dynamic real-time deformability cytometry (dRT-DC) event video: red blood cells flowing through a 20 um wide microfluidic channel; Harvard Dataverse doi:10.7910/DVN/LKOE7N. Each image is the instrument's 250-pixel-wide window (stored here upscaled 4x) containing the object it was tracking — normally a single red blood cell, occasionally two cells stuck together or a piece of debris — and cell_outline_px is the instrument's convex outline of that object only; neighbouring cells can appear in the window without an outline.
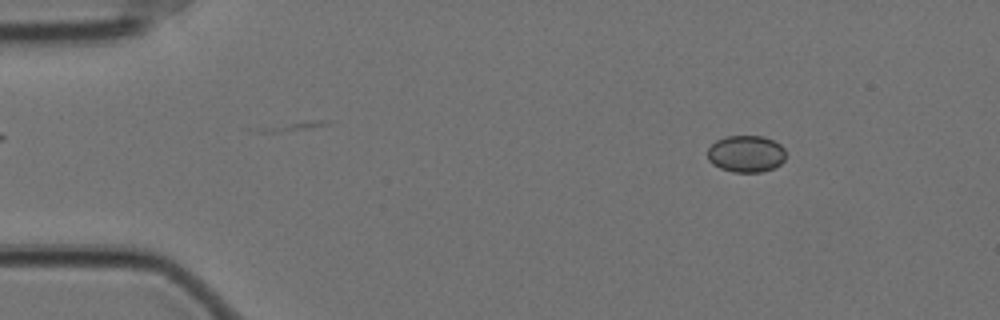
{"species": "Egyptian fruit bat (a non-hibernating species)", "species_latin": "Rousettus aegyptiacus", "temperature_condition": "cold", "stored_images_in_passage": 43, "camera_frame_rate_fps": 3000, "um_per_image_px": 0.085, "animal": {"sex": "female"}, "frame": {"image": 1, "passage_image": 1, "time_ms": 0.0, "image_size_px": [1000, 320], "cell_outline_px": [[784, 160], [780, 164], [772, 168], [760, 172], [732, 172], [720, 168], [712, 164], [708, 160], [708, 148], [716, 140], [728, 136], [764, 136], [780, 144], [784, 148]], "centroid_in_image_um": [63.39, 13.07], "position_along_channel_um": 21.6, "area_um2": 16.76}}
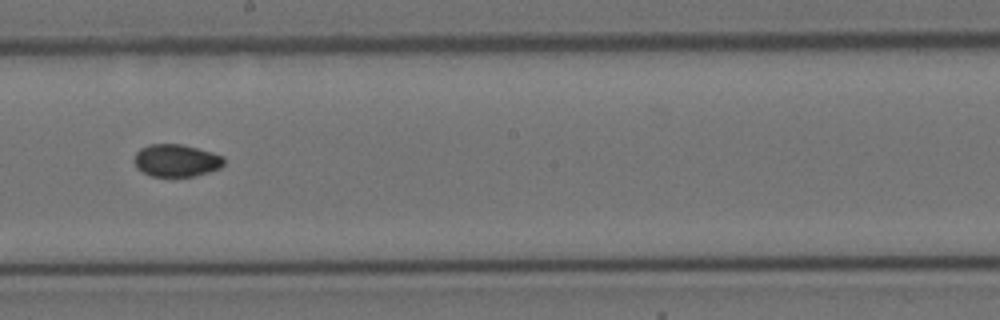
{"frame": {"image": 2, "passage_image": 26, "time_ms": 8.333, "image_size_px": [1000, 320], "cell_outline_px": [[224, 164], [220, 168], [196, 176], [152, 176], [136, 168], [132, 160], [136, 152], [140, 148], [148, 144], [180, 144], [212, 152], [224, 156]], "centroid_in_image_um": [14.96, 13.64], "position_along_channel_um": 233.2, "area_um2": 17.05}}
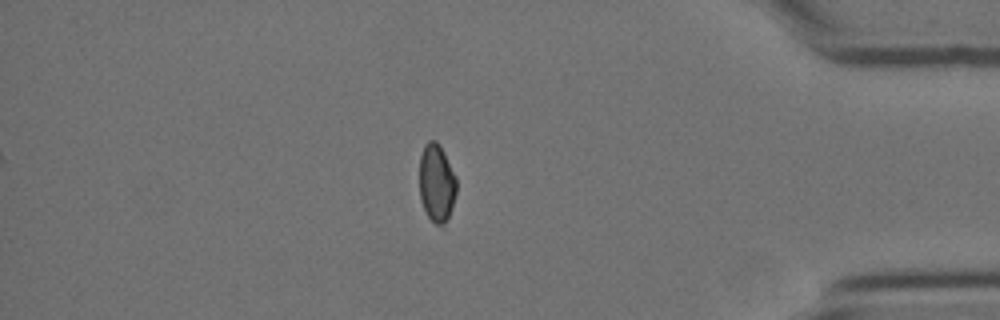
{"frame": {"image": 3, "passage_image": 43, "time_ms": 14.0, "image_size_px": [1000, 320], "cell_outline_px": [[456, 192], [444, 228], [436, 224], [428, 216], [424, 208], [420, 196], [420, 156], [424, 144], [428, 140], [436, 140], [440, 144], [456, 176]], "centroid_in_image_um": [37.11, 15.52], "position_along_channel_um": 398.1, "area_um2": 16.82}}